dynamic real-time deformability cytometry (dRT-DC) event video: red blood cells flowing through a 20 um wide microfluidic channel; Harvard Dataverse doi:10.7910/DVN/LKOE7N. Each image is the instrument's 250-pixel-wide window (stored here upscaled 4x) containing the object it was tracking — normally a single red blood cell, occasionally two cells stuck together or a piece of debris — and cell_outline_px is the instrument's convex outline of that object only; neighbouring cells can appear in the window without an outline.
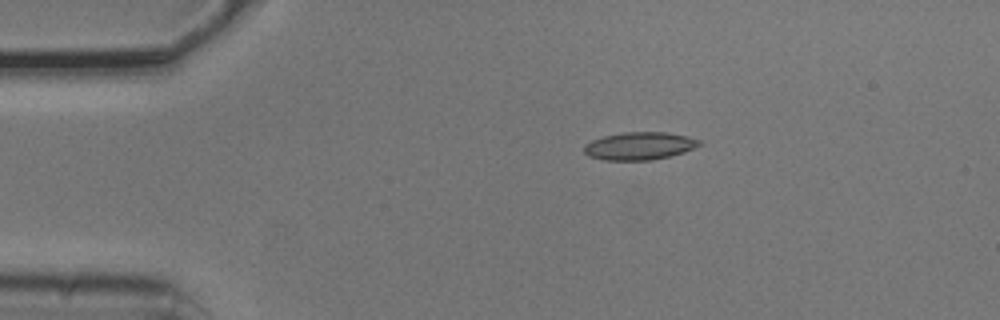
{"species": "common noctule bat (a hibernating species)", "species_latin": "Nyctalus noctula", "temperature_condition": "cold", "stored_images_in_passage": 7, "camera_frame_rate_fps": 3000, "um_per_image_px": 0.085, "animal": {"sex": "male", "body_mass_g": 20.5, "forearm_length_mm": 52.5}, "frame": {"image": 1, "passage_image": 3, "time_ms": 0.667, "image_size_px": [1000, 320], "cell_outline_px": [[704, 144], [684, 152], [652, 160], [604, 160], [588, 156], [584, 152], [584, 144], [592, 140], [604, 136], [624, 132], [664, 132], [688, 136], [700, 140]], "centroid_in_image_um": [54.36, 12.4], "position_along_channel_um": 30.6, "area_um2": 18.67}}
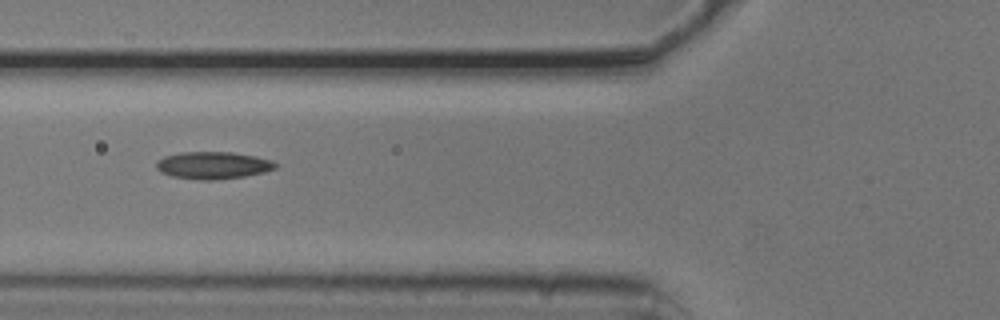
{"frame": {"image": 2, "passage_image": 6, "time_ms": 1.667, "image_size_px": [1000, 320], "cell_outline_px": [[276, 168], [264, 172], [244, 176], [216, 180], [200, 180], [172, 176], [160, 172], [156, 168], [156, 160], [164, 156], [180, 152], [232, 152], [256, 156], [272, 160], [276, 164]], "centroid_in_image_um": [18.08, 14.05], "position_along_channel_um": 107.7, "area_um2": 19.02}}
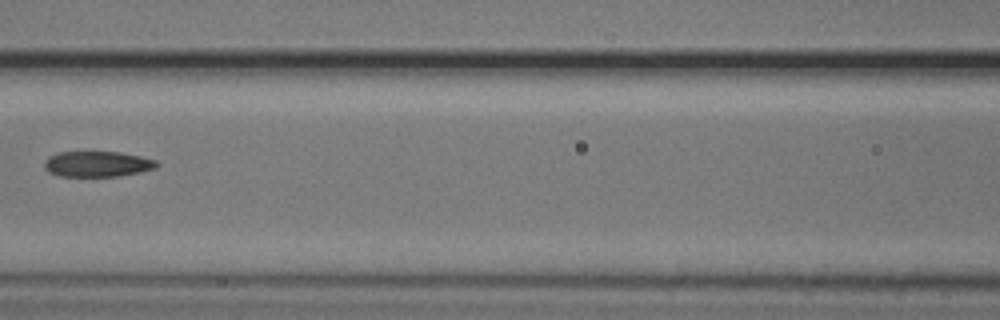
{"frame": {"image": 3, "passage_image": 7, "time_ms": 2.0, "image_size_px": [1000, 320], "cell_outline_px": [[160, 164], [156, 168], [140, 172], [120, 176], [60, 176], [48, 172], [44, 168], [44, 160], [48, 156], [56, 152], [120, 152], [140, 156], [156, 160]], "centroid_in_image_um": [8.26, 13.94], "position_along_channel_um": 158.3, "area_um2": 16.94}}